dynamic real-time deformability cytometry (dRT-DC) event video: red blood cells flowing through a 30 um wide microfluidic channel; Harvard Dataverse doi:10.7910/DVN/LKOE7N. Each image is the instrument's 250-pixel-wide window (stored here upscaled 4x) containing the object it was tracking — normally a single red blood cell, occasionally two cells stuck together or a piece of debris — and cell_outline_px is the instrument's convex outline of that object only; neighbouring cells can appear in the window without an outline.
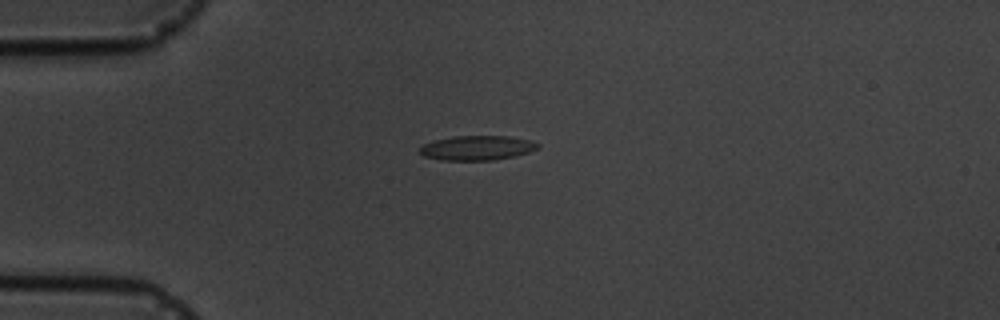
{"species": "common noctule bat (a hibernating species)", "species_latin": "Nyctalus noctula", "temperature_condition": "cold", "stored_images_in_passage": 14, "camera_frame_rate_fps": 3000, "um_per_image_px": 0.085, "animal": {"sex": "male", "body_mass_g": 19.5, "forearm_length_mm": 54.6}, "frame": {"image": 1, "passage_image": 2, "time_ms": 1.333, "image_size_px": [1000, 320], "cell_outline_px": [[540, 148], [528, 152], [512, 156], [492, 160], [440, 160], [424, 156], [420, 152], [420, 148], [424, 144], [432, 140], [452, 136], [508, 136], [532, 140], [540, 144]], "centroid_in_image_um": [40.55, 12.56], "position_along_channel_um": 44.4, "area_um2": 16.94}}
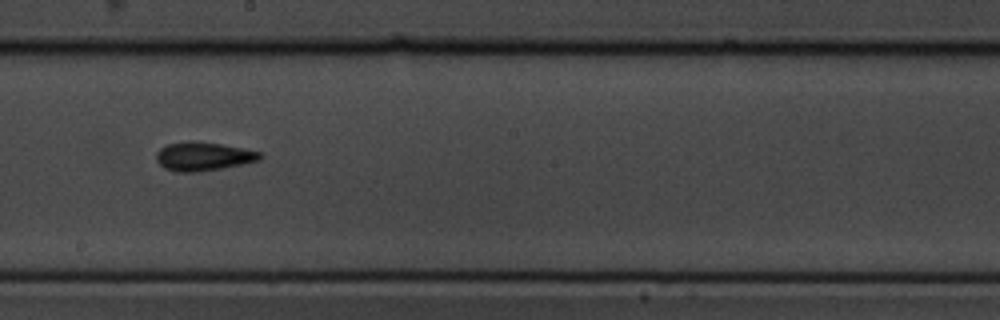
{"frame": {"image": 2, "passage_image": 7, "time_ms": 7.0, "image_size_px": [1000, 320], "cell_outline_px": [[264, 156], [260, 160], [244, 164], [196, 172], [176, 172], [164, 168], [156, 160], [156, 152], [160, 148], [168, 144], [192, 140], [220, 144], [264, 152]], "centroid_in_image_um": [17.3, 13.29], "position_along_channel_um": 230.9, "area_um2": 17.46}}
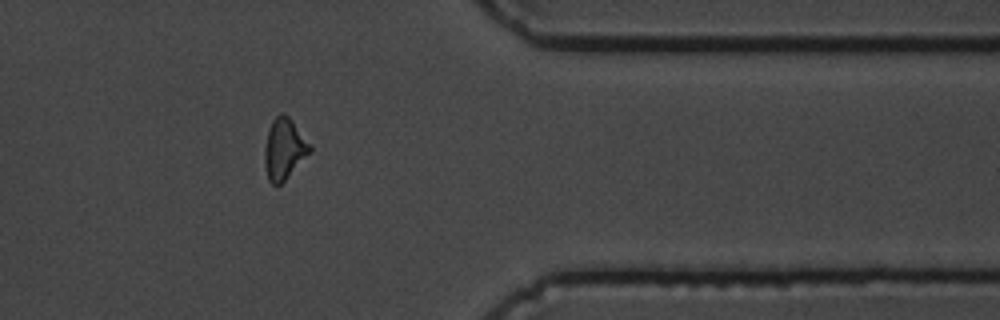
{"frame": {"image": 3, "passage_image": 11, "time_ms": 11.667, "image_size_px": [1000, 320], "cell_outline_px": [[312, 152], [280, 184], [272, 184], [268, 180], [264, 164], [264, 148], [268, 128], [272, 120], [280, 112], [288, 116], [292, 120], [312, 144]], "centroid_in_image_um": [24.16, 12.63], "position_along_channel_um": 387.2, "area_um2": 16.36}, "authors_computed_cell_mechanics": {"area_um2": 16.184, "velocity_mm_per_s": 3.6567, "shape_relaxation_time_tau1_ms": 2.7893, "shape_relaxation_time_tau2_ms": 0.5381, "deformation_change_tau1": 0.0988, "deformation_change_tau2": 0.0592}}